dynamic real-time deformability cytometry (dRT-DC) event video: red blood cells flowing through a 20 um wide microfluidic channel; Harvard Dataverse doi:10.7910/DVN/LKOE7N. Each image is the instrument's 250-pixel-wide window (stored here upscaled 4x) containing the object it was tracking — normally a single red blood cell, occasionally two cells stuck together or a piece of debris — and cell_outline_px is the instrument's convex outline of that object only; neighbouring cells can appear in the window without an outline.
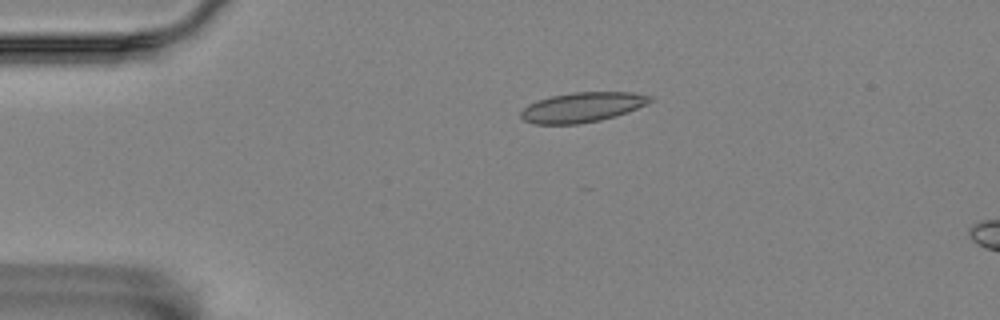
{"species": "Egyptian fruit bat (a non-hibernating species)", "species_latin": "Rousettus aegyptiacus", "temperature_condition": "room temperature", "stored_images_in_passage": 5, "segment_of_instrument_passage": [1, 2], "camera_frame_rate_fps": 3000, "um_per_image_px": 0.085, "animal": {"sex": "female"}, "frame": {"image": 1, "passage_image": 3, "time_ms": 0.667, "image_size_px": [1000, 320], "cell_outline_px": [[652, 100], [648, 104], [628, 112], [616, 116], [600, 120], [576, 124], [536, 124], [524, 120], [520, 116], [520, 112], [528, 104], [552, 96], [576, 92], [632, 92], [652, 96]], "centroid_in_image_um": [49.52, 9.12], "position_along_channel_um": 35.5, "area_um2": 22.37}}